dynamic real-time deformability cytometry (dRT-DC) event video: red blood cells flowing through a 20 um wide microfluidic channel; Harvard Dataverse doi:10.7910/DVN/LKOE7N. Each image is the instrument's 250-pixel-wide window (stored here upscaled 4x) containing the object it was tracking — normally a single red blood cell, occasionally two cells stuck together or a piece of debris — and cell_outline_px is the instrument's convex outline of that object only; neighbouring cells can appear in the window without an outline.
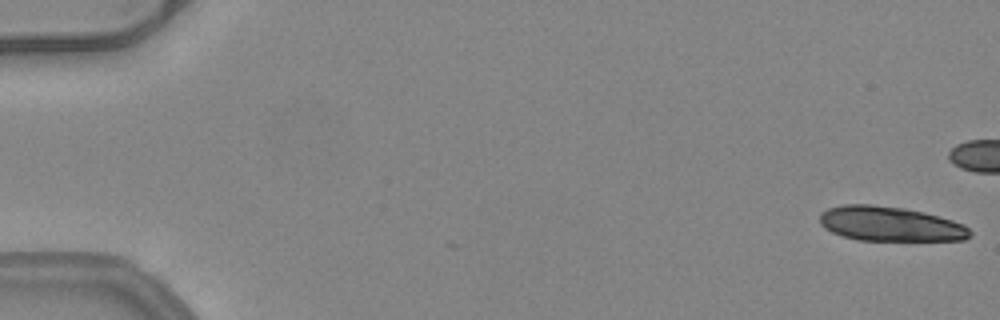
{"species": "common noctule bat (a hibernating species)", "species_latin": "Nyctalus noctula", "temperature_condition": "warm", "stored_images_in_passage": 17, "camera_frame_rate_fps": 3000, "um_per_image_px": 0.085, "animal": {"sex": "female", "body_mass_g": 24.6, "forearm_length_mm": 56.2}, "frame": {"image": 1, "passage_image": 1, "time_ms": 0.0, "image_size_px": [1000, 320], "cell_outline_px": [[972, 236], [964, 240], [860, 240], [844, 236], [832, 232], [824, 228], [820, 224], [820, 212], [828, 208], [844, 204], [872, 204], [904, 208], [924, 212], [952, 220], [964, 224], [972, 232]], "centroid_in_image_um": [75.67, 19.02], "position_along_channel_um": 9.3, "area_um2": 30.4}}